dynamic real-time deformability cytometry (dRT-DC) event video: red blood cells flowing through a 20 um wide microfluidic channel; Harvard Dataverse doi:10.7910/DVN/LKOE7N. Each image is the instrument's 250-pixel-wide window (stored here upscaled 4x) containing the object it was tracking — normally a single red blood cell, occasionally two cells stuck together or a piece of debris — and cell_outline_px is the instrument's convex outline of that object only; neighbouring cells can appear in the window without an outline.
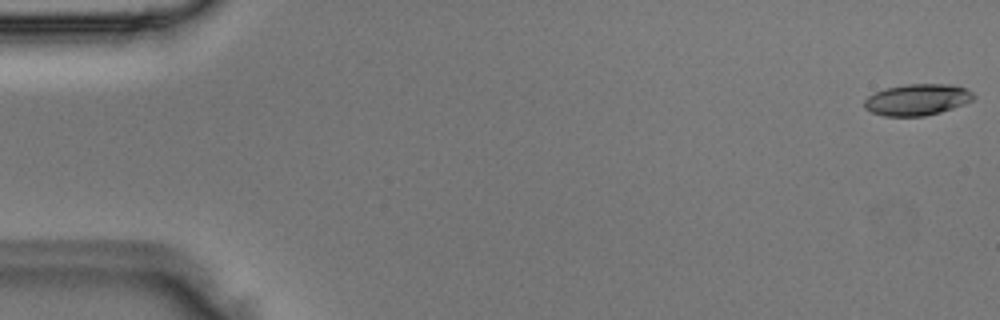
{"species": "Egyptian fruit bat (a non-hibernating species)", "species_latin": "Rousettus aegyptiacus", "temperature_condition": "room temperature", "stored_images_in_passage": 4, "camera_frame_rate_fps": 3000, "um_per_image_px": 0.085, "animal": {"sex": "male"}, "frame": {"image": 1, "passage_image": 1, "time_ms": 0.0, "image_size_px": [1000, 320], "cell_outline_px": [[976, 96], [972, 100], [964, 104], [940, 112], [924, 116], [884, 116], [872, 112], [864, 108], [864, 100], [868, 96], [884, 88], [904, 84], [948, 84], [964, 88], [972, 92]], "centroid_in_image_um": [77.94, 8.47], "position_along_channel_um": 7.1, "area_um2": 19.94}}
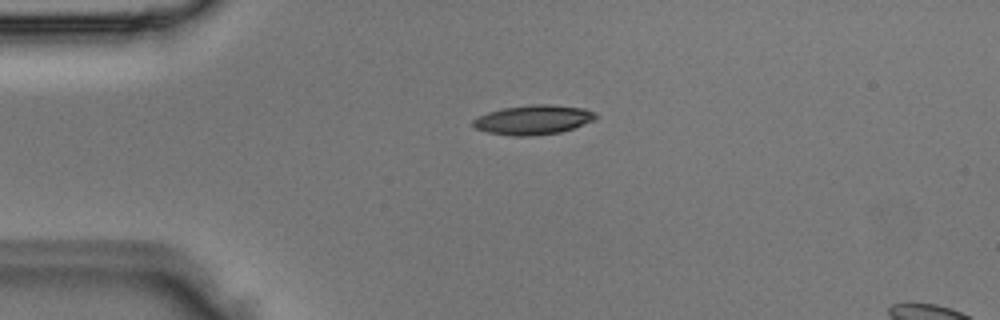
{"frame": {"image": 2, "passage_image": 3, "time_ms": 0.667, "image_size_px": [1000, 320], "cell_outline_px": [[600, 116], [592, 120], [572, 128], [560, 132], [528, 136], [512, 136], [488, 132], [476, 128], [472, 124], [472, 120], [488, 112], [504, 108], [532, 104], [552, 104], [584, 108]], "centroid_in_image_um": [45.32, 10.17], "position_along_channel_um": 39.7, "area_um2": 20.81}}